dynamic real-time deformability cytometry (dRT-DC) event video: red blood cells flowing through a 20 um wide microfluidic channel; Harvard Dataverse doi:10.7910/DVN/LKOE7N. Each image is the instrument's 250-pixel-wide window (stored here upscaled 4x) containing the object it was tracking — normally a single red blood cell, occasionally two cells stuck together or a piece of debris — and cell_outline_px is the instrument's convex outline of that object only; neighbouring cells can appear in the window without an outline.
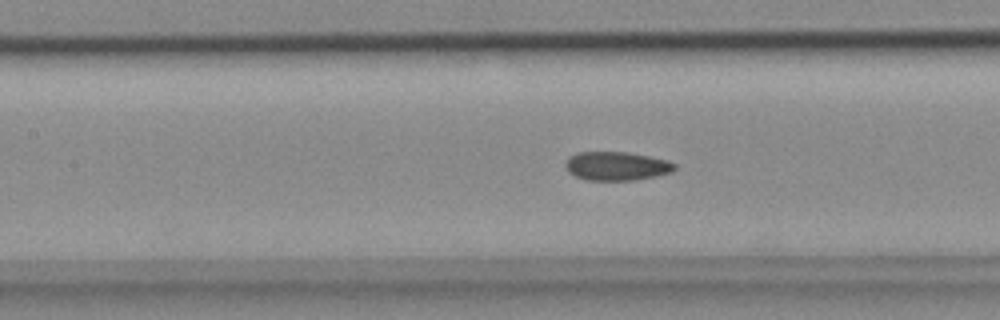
{"species": "common noctule bat (a hibernating species)", "species_latin": "Nyctalus noctula", "temperature_condition": "cold", "stored_images_in_passage": 39, "camera_frame_rate_fps": 3000, "um_per_image_px": 0.085, "animal": {"sex": "female", "body_mass_g": 18.4}, "frame": {"image": 1, "passage_image": 13, "time_ms": 4.0, "image_size_px": [1000, 320], "cell_outline_px": [[676, 168], [672, 172], [636, 180], [588, 180], [576, 176], [568, 172], [564, 164], [568, 156], [576, 152], [628, 152], [668, 160], [676, 164]], "centroid_in_image_um": [52.39, 14.11], "position_along_channel_um": 155.0, "area_um2": 18.38}}
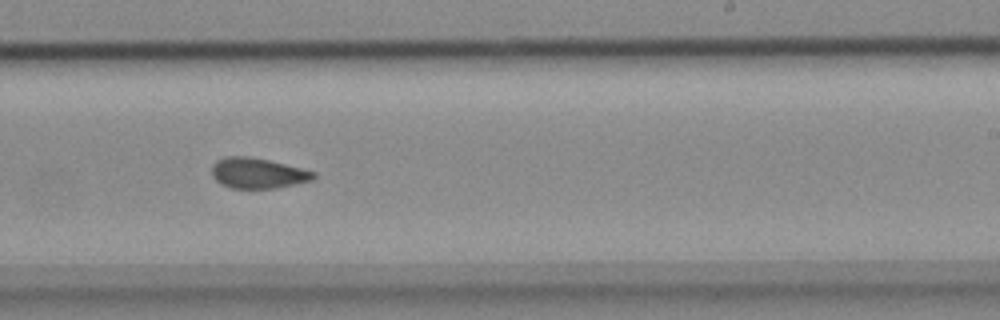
{"frame": {"image": 2, "passage_image": 22, "time_ms": 7.0, "image_size_px": [1000, 320], "cell_outline_px": [[316, 176], [312, 180], [276, 188], [232, 188], [220, 184], [212, 176], [212, 164], [216, 160], [224, 156], [252, 156], [316, 172]], "centroid_in_image_um": [21.87, 14.71], "position_along_channel_um": 267.1, "area_um2": 18.09}}
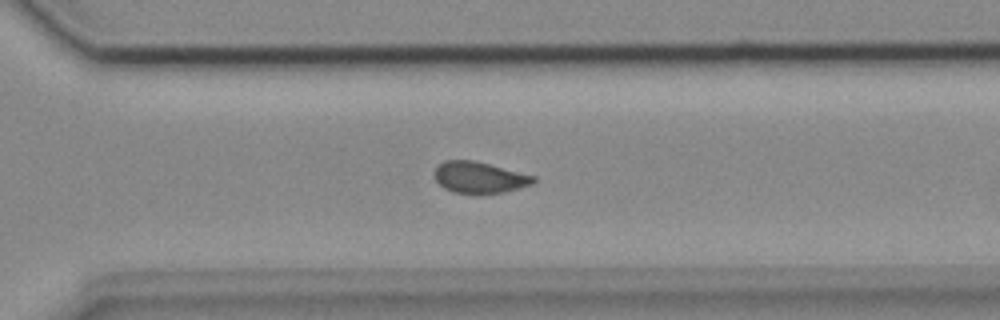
{"frame": {"image": 3, "passage_image": 27, "time_ms": 8.667, "image_size_px": [1000, 320], "cell_outline_px": [[536, 180], [532, 184], [500, 192], [452, 192], [444, 188], [436, 180], [436, 164], [444, 160], [476, 160], [536, 176]], "centroid_in_image_um": [40.74, 15.04], "position_along_channel_um": 329.9, "area_um2": 17.74}}